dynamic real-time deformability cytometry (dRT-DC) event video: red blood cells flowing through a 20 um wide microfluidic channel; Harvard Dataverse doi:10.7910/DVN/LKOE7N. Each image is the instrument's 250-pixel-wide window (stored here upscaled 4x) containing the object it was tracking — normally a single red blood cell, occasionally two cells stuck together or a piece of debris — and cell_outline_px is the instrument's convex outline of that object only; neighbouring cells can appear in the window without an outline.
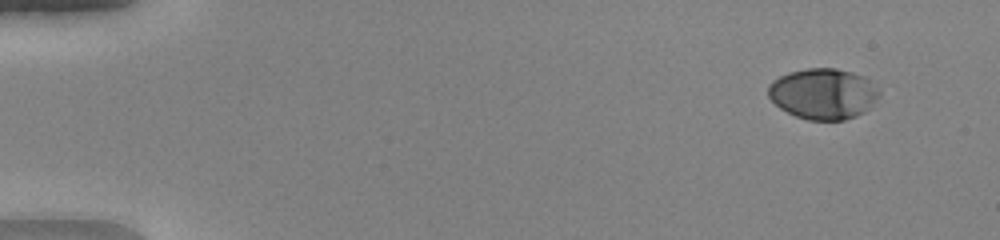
{"species": "human", "species_latin": "Homo sapiens", "temperature_condition": "warm", "stored_images_in_passage": 51, "camera_frame_rate_fps": 3000, "um_per_image_px": 0.085, "donor": {"sex": "female"}, "frame": {"image": 1, "passage_image": 5, "time_ms": 1.333, "image_size_px": [1000, 240], "cell_outline_px": [[880, 92], [868, 108], [864, 112], [856, 116], [844, 120], [808, 120], [796, 116], [780, 108], [768, 96], [768, 84], [772, 80], [788, 72], [808, 68], [836, 68], [852, 72], [864, 76]], "centroid_in_image_um": [69.93, 7.96], "position_along_channel_um": 15.1, "area_um2": 32.66}}
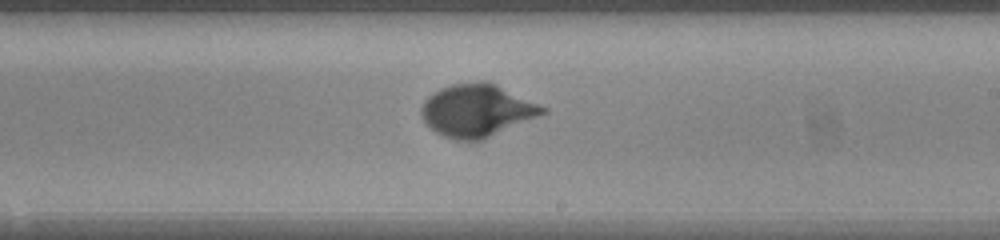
{"frame": {"image": 2, "passage_image": 32, "time_ms": 10.333, "image_size_px": [1000, 240], "cell_outline_px": [[548, 112], [484, 140], [456, 140], [444, 136], [436, 132], [424, 124], [420, 112], [420, 108], [424, 100], [432, 92], [440, 88], [452, 84], [480, 80], [484, 80], [496, 84], [548, 108]], "centroid_in_image_um": [40.52, 9.39], "position_along_channel_um": 248.5, "area_um2": 37.51}}
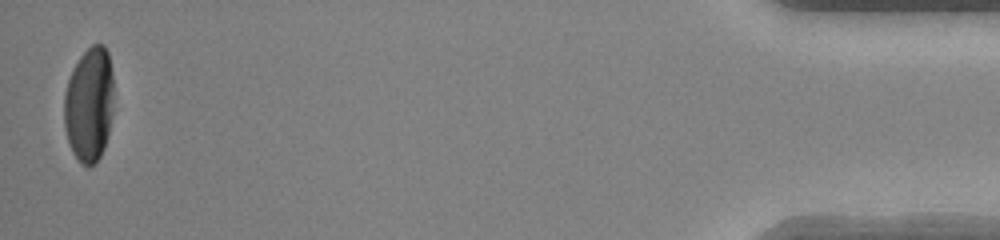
{"frame": {"image": 3, "passage_image": 51, "time_ms": 16.667, "image_size_px": [1000, 240], "cell_outline_px": [[112, 112], [108, 136], [104, 148], [100, 156], [88, 168], [80, 164], [72, 152], [68, 144], [64, 128], [64, 92], [68, 80], [80, 56], [92, 44], [104, 44], [108, 52], [112, 72]], "centroid_in_image_um": [7.56, 8.91], "position_along_channel_um": 427.6, "area_um2": 33.35}, "authors_computed_cell_mechanics": {"area_um2": 33.6974, "velocity_mm_per_s": 4.1323, "shape_relaxation_time_tau1_ms": 3.3221, "shape_relaxation_time_tau2_ms": null, "deformation_change_tau1": 0.2036, "deformation_change_tau2": null}}